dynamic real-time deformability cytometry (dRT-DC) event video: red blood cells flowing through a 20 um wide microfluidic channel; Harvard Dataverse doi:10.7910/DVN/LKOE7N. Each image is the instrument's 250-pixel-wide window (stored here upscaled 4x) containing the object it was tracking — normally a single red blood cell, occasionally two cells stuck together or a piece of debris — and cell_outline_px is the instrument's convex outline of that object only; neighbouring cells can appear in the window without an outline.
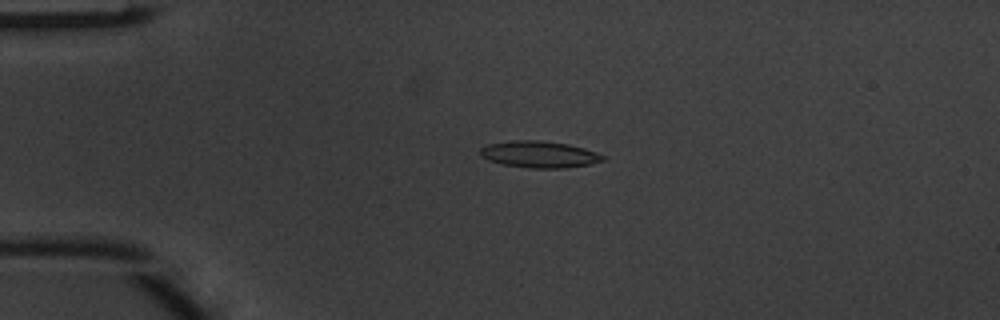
{"species": "common noctule bat (a hibernating species)", "species_latin": "Nyctalus noctula", "temperature_condition": "warm", "stored_images_in_passage": 7, "camera_frame_rate_fps": 3000, "um_per_image_px": 0.085, "animal": {"sex": "male", "body_mass_g": 20.1, "forearm_length_mm": 53.5}, "frame": {"image": 1, "passage_image": 4, "time_ms": 1.0, "image_size_px": [1000, 320], "cell_outline_px": [[604, 160], [588, 164], [564, 168], [528, 168], [500, 164], [488, 160], [480, 156], [480, 148], [488, 144], [512, 140], [540, 140], [568, 144], [584, 148], [596, 152], [604, 156]], "centroid_in_image_um": [45.79, 13.12], "position_along_channel_um": 39.2, "area_um2": 19.07}}
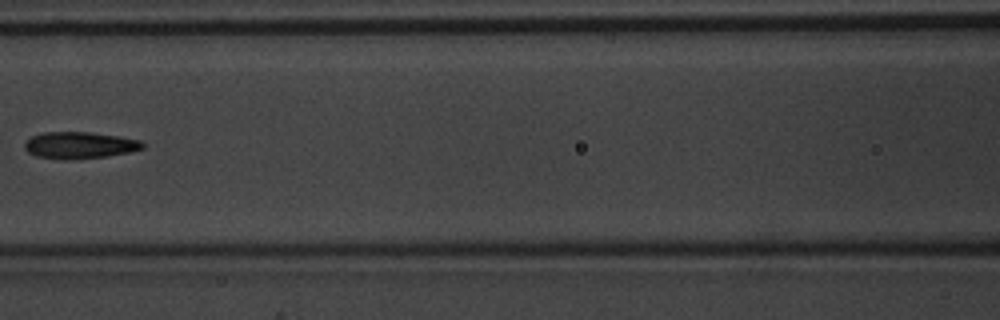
{"frame": {"image": 2, "passage_image": 7, "time_ms": 2.0, "image_size_px": [1000, 320], "cell_outline_px": [[144, 148], [128, 152], [108, 156], [72, 160], [64, 160], [36, 156], [28, 152], [24, 148], [24, 144], [32, 136], [44, 132], [92, 132], [120, 136], [140, 140], [144, 144]], "centroid_in_image_um": [6.77, 12.35], "position_along_channel_um": 159.8, "area_um2": 18.5}}